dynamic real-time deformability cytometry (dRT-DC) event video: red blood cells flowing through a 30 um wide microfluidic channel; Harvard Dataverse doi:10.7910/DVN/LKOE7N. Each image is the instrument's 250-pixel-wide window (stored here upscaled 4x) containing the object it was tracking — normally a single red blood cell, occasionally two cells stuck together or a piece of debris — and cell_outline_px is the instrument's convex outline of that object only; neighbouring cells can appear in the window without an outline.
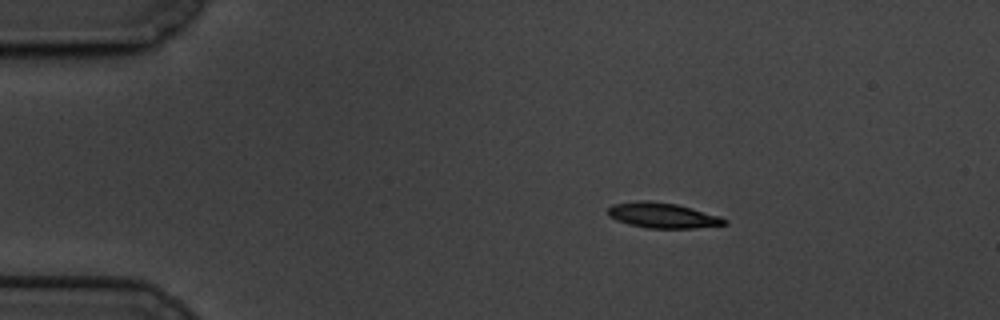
{"species": "common noctule bat (a hibernating species)", "species_latin": "Nyctalus noctula", "temperature_condition": "cold", "stored_images_in_passage": 50, "camera_frame_rate_fps": 3000, "um_per_image_px": 0.085, "animal": {"sex": "male", "body_mass_g": 19.5, "forearm_length_mm": 54.6}, "frame": {"image": 1, "passage_image": 1, "time_ms": 0.0, "image_size_px": [1000, 320], "cell_outline_px": [[728, 224], [692, 228], [648, 228], [628, 224], [616, 220], [608, 216], [608, 208], [612, 204], [636, 200], [648, 200], [676, 204], [692, 208], [720, 216], [728, 220]], "centroid_in_image_um": [56.3, 18.3], "position_along_channel_um": 28.7, "area_um2": 17.28}}
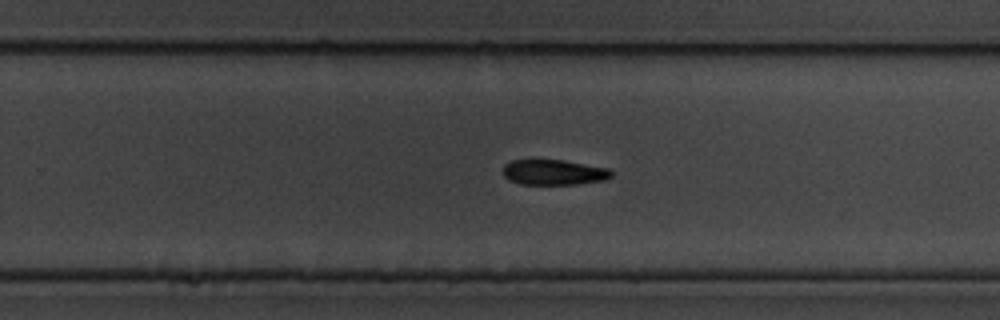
{"frame": {"image": 2, "passage_image": 29, "time_ms": 9.333, "image_size_px": [1000, 320], "cell_outline_px": [[612, 176], [604, 180], [576, 184], [520, 184], [508, 180], [504, 176], [504, 164], [512, 160], [564, 160], [608, 168], [612, 172]], "centroid_in_image_um": [47.06, 14.64], "position_along_channel_um": 282.7, "area_um2": 15.95}}
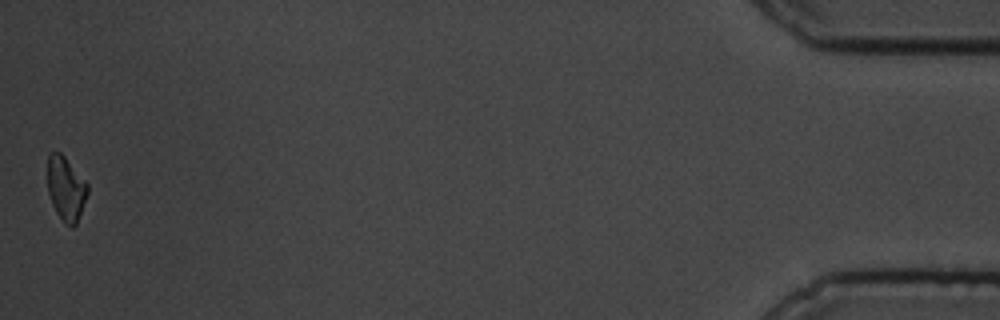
{"frame": {"image": 3, "passage_image": 50, "time_ms": 16.333, "image_size_px": [1000, 320], "cell_outline_px": [[88, 192], [76, 224], [72, 228], [64, 224], [56, 212], [52, 204], [48, 192], [48, 152], [60, 152], [64, 156], [88, 184]], "centroid_in_image_um": [5.59, 16.04], "position_along_channel_um": 429.6, "area_um2": 14.85}, "authors_computed_cell_mechanics": {"area_um2": 16.8487, "velocity_mm_per_s": 3.381, "shape_relaxation_time_tau1_ms": 2.055, "shape_relaxation_time_tau2_ms": null, "deformation_change_tau1": 0.1272, "deformation_change_tau2": null}}